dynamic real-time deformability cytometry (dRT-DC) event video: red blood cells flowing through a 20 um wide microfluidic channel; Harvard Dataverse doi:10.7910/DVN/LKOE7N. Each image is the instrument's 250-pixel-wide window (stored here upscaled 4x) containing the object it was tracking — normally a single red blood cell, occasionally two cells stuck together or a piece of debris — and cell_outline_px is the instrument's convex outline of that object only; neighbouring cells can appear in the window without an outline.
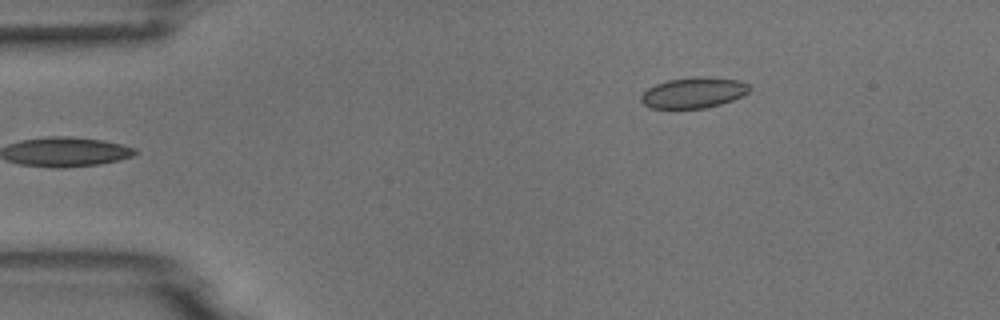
{"species": "common noctule bat (a hibernating species)", "species_latin": "Nyctalus noctula", "temperature_condition": "room temperature", "stored_images_in_passage": 3, "camera_frame_rate_fps": 3000, "um_per_image_px": 0.085, "animal": {"sex": "male", "body_mass_g": 18.8}, "frame": {"image": 1, "passage_image": 1, "time_ms": 0.0, "image_size_px": [1000, 320], "cell_outline_px": [[752, 88], [744, 96], [720, 104], [704, 108], [652, 108], [644, 104], [640, 100], [640, 96], [648, 88], [656, 84], [668, 80], [692, 76], [708, 76], [740, 80], [748, 84]], "centroid_in_image_um": [58.99, 7.86], "position_along_channel_um": 26.0, "area_um2": 19.59}}